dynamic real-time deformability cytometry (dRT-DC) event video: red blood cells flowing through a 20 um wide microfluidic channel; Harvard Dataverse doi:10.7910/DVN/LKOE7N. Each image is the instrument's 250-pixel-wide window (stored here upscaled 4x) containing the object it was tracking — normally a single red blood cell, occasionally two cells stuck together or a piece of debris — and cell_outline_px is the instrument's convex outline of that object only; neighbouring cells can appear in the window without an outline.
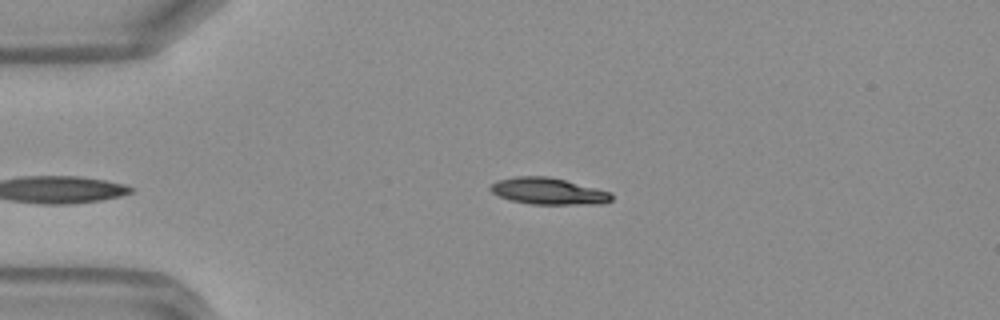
{"species": "Egyptian fruit bat (a non-hibernating species)", "species_latin": "Rousettus aegyptiacus", "temperature_condition": "warm", "stored_images_in_passage": 34, "camera_frame_rate_fps": 3000, "um_per_image_px": 0.085, "frame": {"image": 1, "passage_image": 1, "time_ms": 0.0, "image_size_px": [1000, 320], "cell_outline_px": [[612, 200], [596, 204], [532, 204], [512, 200], [500, 196], [492, 192], [488, 188], [496, 180], [516, 176], [548, 176], [612, 192]], "centroid_in_image_um": [46.59, 16.24], "position_along_channel_um": 38.4, "area_um2": 18.61}}
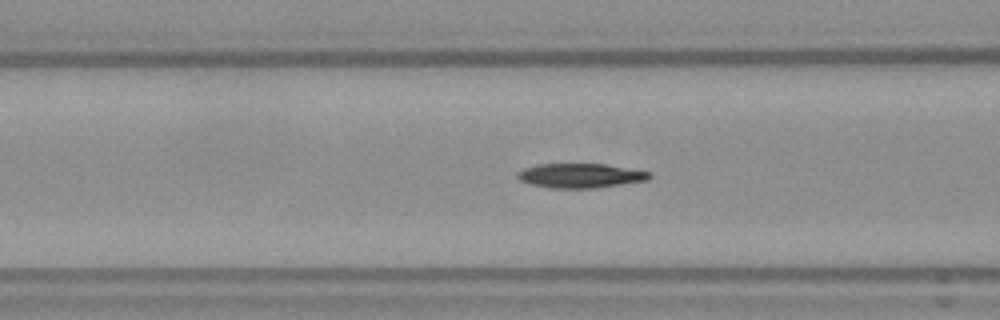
{"frame": {"image": 2, "passage_image": 9, "time_ms": 2.667, "image_size_px": [1000, 320], "cell_outline_px": [[652, 176], [648, 180], [596, 188], [552, 188], [528, 184], [520, 180], [516, 176], [516, 172], [524, 168], [540, 164], [604, 164], [652, 172]], "centroid_in_image_um": [49.33, 14.93], "position_along_channel_um": 117.3, "area_um2": 18.84}}
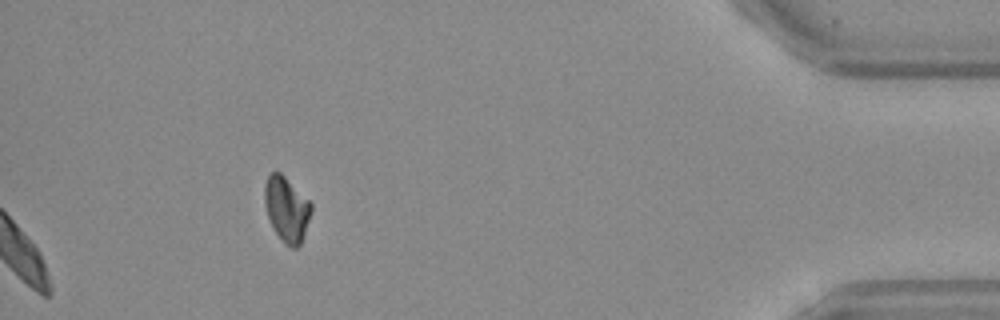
{"frame": {"image": 3, "passage_image": 34, "time_ms": 11.0, "image_size_px": [1000, 320], "cell_outline_px": [[312, 212], [300, 244], [296, 248], [288, 248], [280, 240], [272, 228], [264, 204], [264, 184], [268, 172], [280, 172], [312, 204]], "centroid_in_image_um": [24.33, 17.79], "position_along_channel_um": 410.9, "area_um2": 17.8}}